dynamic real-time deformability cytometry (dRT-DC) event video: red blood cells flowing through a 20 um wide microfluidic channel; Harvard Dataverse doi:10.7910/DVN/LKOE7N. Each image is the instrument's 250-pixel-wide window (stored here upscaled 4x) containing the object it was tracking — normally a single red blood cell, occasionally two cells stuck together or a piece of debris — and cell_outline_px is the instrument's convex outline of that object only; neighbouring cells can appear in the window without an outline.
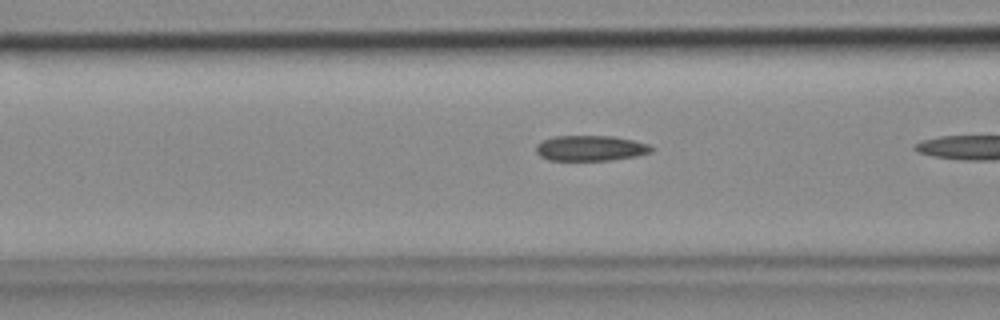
{"species": "common noctule bat (a hibernating species)", "species_latin": "Nyctalus noctula", "temperature_condition": "cold", "stored_images_in_passage": 8, "camera_frame_rate_fps": 3000, "um_per_image_px": 0.085, "animal": {"sex": "female", "body_mass_g": 18.4}, "frame": {"image": 1, "passage_image": 7, "time_ms": 2.0, "image_size_px": [1000, 320], "cell_outline_px": [[652, 152], [636, 156], [608, 160], [548, 160], [540, 156], [536, 152], [536, 144], [544, 140], [556, 136], [612, 136], [632, 140], [648, 144], [652, 148]], "centroid_in_image_um": [50.17, 12.59], "position_along_channel_um": 116.4, "area_um2": 16.94}}